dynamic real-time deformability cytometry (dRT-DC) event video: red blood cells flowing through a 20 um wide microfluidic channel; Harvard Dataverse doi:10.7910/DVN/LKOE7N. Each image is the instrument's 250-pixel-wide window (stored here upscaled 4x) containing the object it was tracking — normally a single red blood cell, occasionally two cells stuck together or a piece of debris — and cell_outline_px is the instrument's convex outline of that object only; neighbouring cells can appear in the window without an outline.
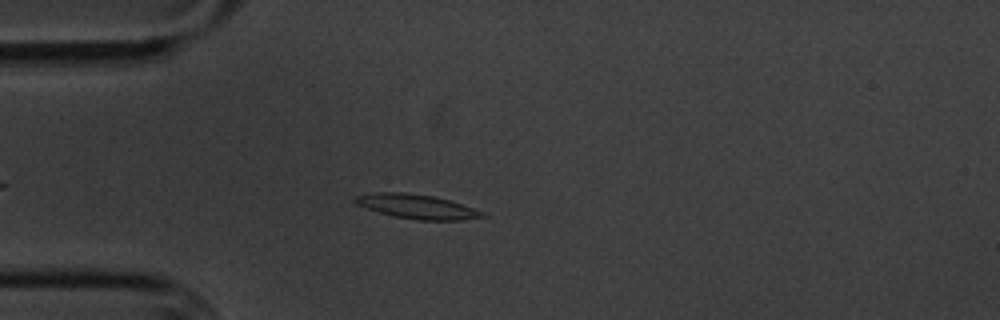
{"species": "common noctule bat (a hibernating species)", "species_latin": "Nyctalus noctula", "temperature_condition": "cold", "stored_images_in_passage": 4, "camera_frame_rate_fps": 3000, "um_per_image_px": 0.085, "animal": {"sex": "male", "body_mass_g": 20.1, "forearm_length_mm": 53.5}, "frame": {"image": 1, "passage_image": 4, "time_ms": 3.333, "image_size_px": [1000, 320], "cell_outline_px": [[488, 216], [460, 220], [416, 220], [396, 216], [380, 212], [356, 204], [352, 200], [356, 196], [376, 192], [404, 192], [432, 196], [448, 200], [484, 212]], "centroid_in_image_um": [35.43, 17.55], "position_along_channel_um": 49.6, "area_um2": 17.69}}